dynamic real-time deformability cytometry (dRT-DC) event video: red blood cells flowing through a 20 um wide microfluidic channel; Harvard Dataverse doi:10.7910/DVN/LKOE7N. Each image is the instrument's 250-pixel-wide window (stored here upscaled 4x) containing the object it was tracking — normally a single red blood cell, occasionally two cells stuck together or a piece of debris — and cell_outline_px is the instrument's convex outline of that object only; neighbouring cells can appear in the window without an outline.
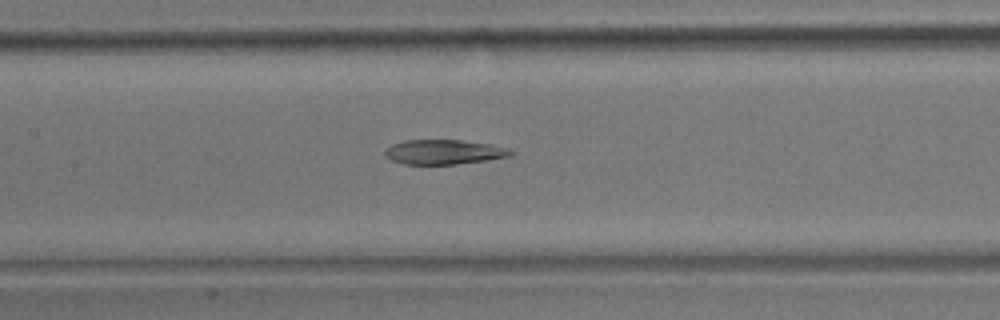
{"species": "common noctule bat (a hibernating species)", "species_latin": "Nyctalus noctula", "temperature_condition": "room temperature", "stored_images_in_passage": 48, "segment_of_instrument_passage": [2, 2], "camera_frame_rate_fps": 3000, "um_per_image_px": 0.085, "animal": {"sex": "male", "body_mass_g": 17.9}, "frame": {"image": 1, "passage_image": 29, "time_ms": 9.333, "image_size_px": [1000, 320], "cell_outline_px": [[516, 152], [512, 156], [456, 164], [404, 164], [392, 160], [384, 156], [384, 152], [392, 144], [404, 140], [460, 140], [488, 144], [508, 148]], "centroid_in_image_um": [37.73, 12.92], "position_along_channel_um": 169.7, "area_um2": 17.98}}
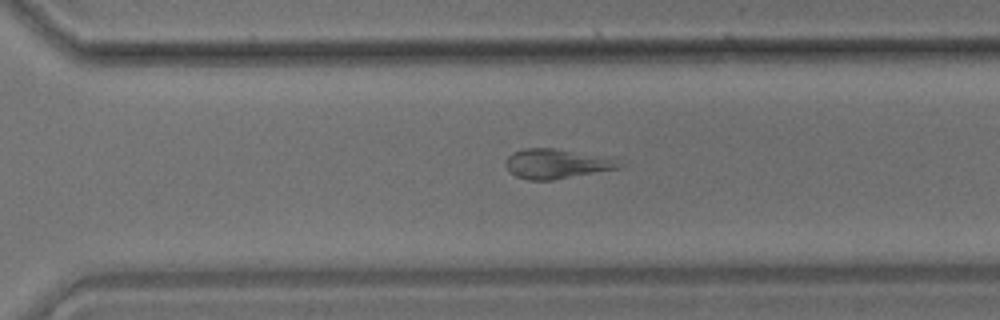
{"frame": {"image": 2, "passage_image": 42, "time_ms": 13.667, "image_size_px": [1000, 320], "cell_outline_px": [[624, 164], [620, 168], [552, 180], [528, 180], [516, 176], [508, 172], [504, 164], [508, 156], [512, 152], [524, 148], [556, 148], [612, 160]], "centroid_in_image_um": [47.17, 13.93], "position_along_channel_um": 323.4, "area_um2": 19.19}}
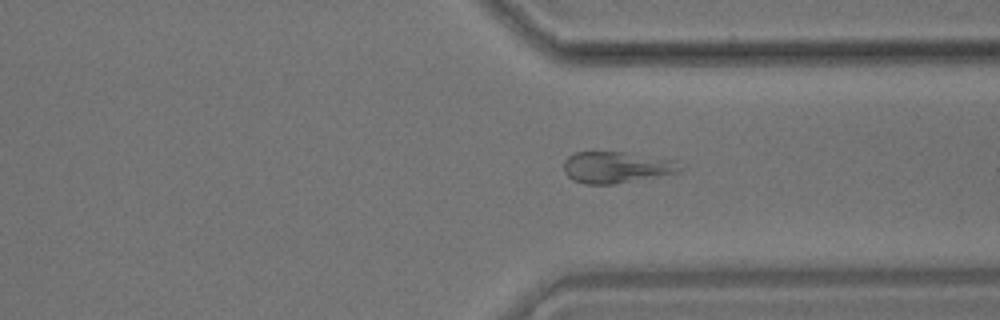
{"frame": {"image": 3, "passage_image": 45, "time_ms": 14.667, "image_size_px": [1000, 320], "cell_outline_px": [[688, 168], [680, 172], [612, 184], [584, 184], [572, 180], [564, 172], [564, 160], [572, 152], [624, 152], [676, 160]], "centroid_in_image_um": [52.43, 14.21], "position_along_channel_um": 359.0, "area_um2": 21.5}}